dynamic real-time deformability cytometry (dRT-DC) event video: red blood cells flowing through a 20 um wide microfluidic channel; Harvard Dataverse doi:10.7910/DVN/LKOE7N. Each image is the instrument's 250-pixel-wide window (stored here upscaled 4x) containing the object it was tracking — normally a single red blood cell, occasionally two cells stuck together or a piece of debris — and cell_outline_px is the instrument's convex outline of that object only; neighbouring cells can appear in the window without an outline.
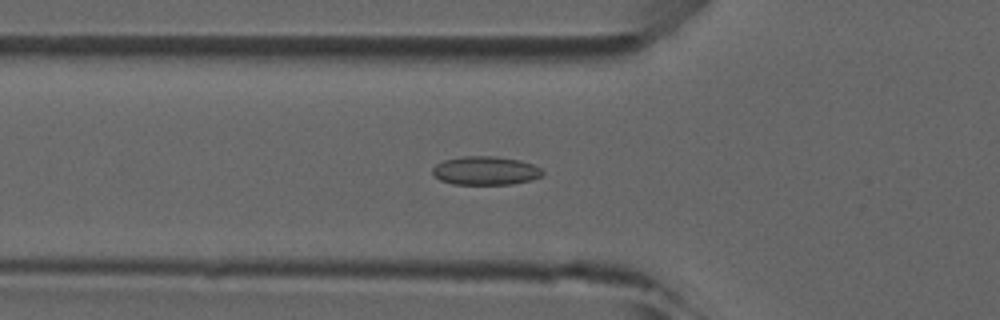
{"species": "common noctule bat (a hibernating species)", "species_latin": "Nyctalus noctula", "temperature_condition": "room temperature", "stored_images_in_passage": 49, "camera_frame_rate_fps": 3000, "um_per_image_px": 0.085, "animal": {"sex": "male", "forearm_length_mm": 52.5}, "frame": {"image": 1, "passage_image": 16, "time_ms": 5.0, "image_size_px": [1000, 320], "cell_outline_px": [[544, 172], [540, 176], [532, 180], [512, 184], [452, 184], [440, 180], [432, 172], [432, 168], [436, 164], [444, 160], [464, 156], [496, 156], [520, 160], [532, 164], [540, 168]], "centroid_in_image_um": [41.27, 14.5], "position_along_channel_um": 84.5, "area_um2": 18.32}}
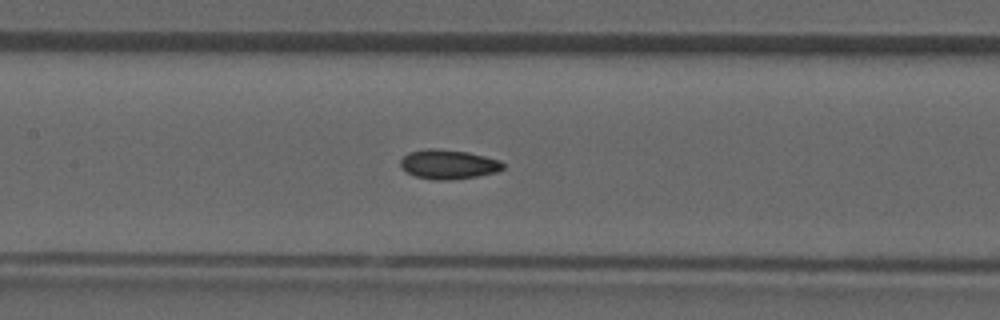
{"frame": {"image": 2, "passage_image": 22, "time_ms": 7.0, "image_size_px": [1000, 320], "cell_outline_px": [[504, 168], [496, 172], [476, 176], [452, 180], [432, 180], [416, 176], [408, 172], [400, 164], [400, 160], [408, 152], [428, 148], [436, 148], [468, 152], [500, 160], [504, 164]], "centroid_in_image_um": [38.12, 13.96], "position_along_channel_um": 169.3, "area_um2": 17.51}}
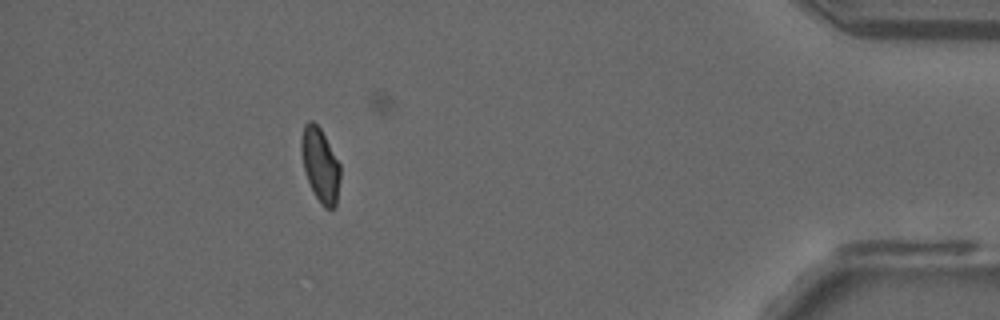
{"frame": {"image": 3, "passage_image": 43, "time_ms": 14.0, "image_size_px": [1000, 320], "cell_outline_px": [[340, 180], [336, 204], [332, 208], [324, 208], [320, 204], [308, 180], [304, 168], [300, 152], [300, 140], [304, 124], [308, 120], [312, 120], [320, 128], [340, 164]], "centroid_in_image_um": [27.21, 14.0], "position_along_channel_um": 408.0, "area_um2": 16.7}}